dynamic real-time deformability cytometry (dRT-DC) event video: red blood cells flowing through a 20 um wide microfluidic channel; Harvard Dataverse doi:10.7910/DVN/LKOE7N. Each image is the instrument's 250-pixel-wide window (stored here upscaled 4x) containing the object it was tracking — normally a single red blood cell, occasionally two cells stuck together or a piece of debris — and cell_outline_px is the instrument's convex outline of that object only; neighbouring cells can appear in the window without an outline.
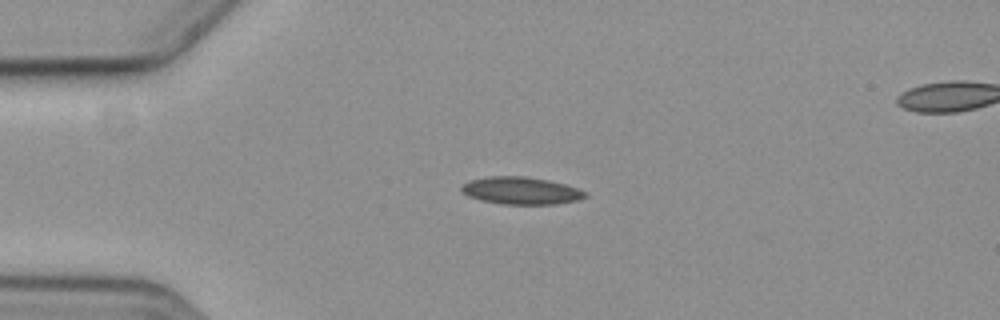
{"species": "common noctule bat (a hibernating species)", "species_latin": "Nyctalus noctula", "temperature_condition": "cold", "stored_images_in_passage": 7, "segment_of_instrument_passage": [1, 2], "camera_frame_rate_fps": 3000, "um_per_image_px": 0.085, "animal": {"sex": "female", "body_mass_g": 19.3, "forearm_length_mm": 54.1}, "frame": {"image": 1, "passage_image": 5, "time_ms": 4.667, "image_size_px": [1000, 320], "cell_outline_px": [[588, 196], [576, 200], [556, 204], [500, 204], [480, 200], [468, 196], [460, 192], [460, 188], [464, 184], [472, 180], [488, 176], [524, 176], [548, 180], [564, 184], [588, 192]], "centroid_in_image_um": [44.27, 16.21], "position_along_channel_um": 40.7, "area_um2": 19.71}}